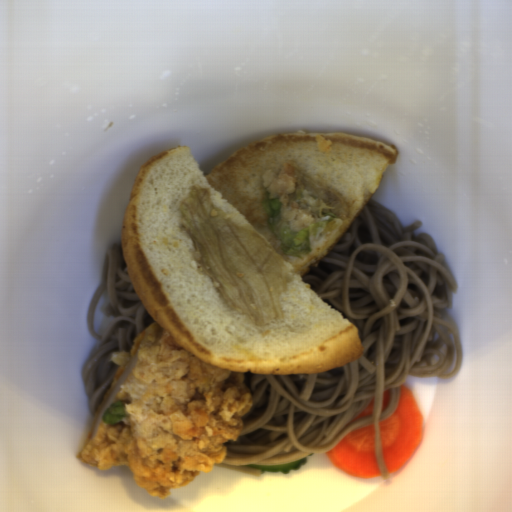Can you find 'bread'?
<instances>
[{
  "mask_svg": "<svg viewBox=\"0 0 512 512\" xmlns=\"http://www.w3.org/2000/svg\"><path fill=\"white\" fill-rule=\"evenodd\" d=\"M396 147L335 131L279 133L252 140L208 175L190 148L175 146L141 165L122 225V256L150 316L195 358L241 374L335 370L363 356L358 329L303 279L352 224L391 163ZM297 161L325 180L349 206L333 236L308 258L286 255L268 229L262 174ZM213 206L269 243L291 277L280 294L284 319L257 326L232 309L202 274L179 206L196 188Z\"/></svg>",
  "mask_w": 512,
  "mask_h": 512,
  "instance_id": "obj_1",
  "label": "bread"
}]
</instances>
